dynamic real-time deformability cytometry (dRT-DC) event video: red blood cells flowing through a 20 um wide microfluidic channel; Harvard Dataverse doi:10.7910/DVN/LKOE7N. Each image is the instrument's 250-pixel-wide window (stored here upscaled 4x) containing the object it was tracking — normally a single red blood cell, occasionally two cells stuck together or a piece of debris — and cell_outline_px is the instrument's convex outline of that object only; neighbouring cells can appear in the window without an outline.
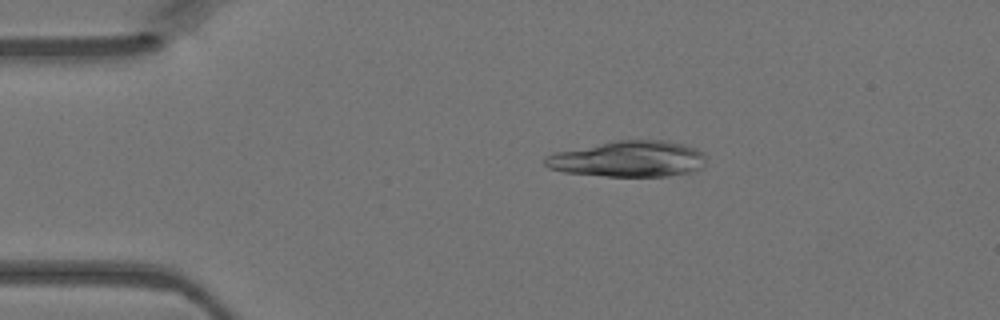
{"species": "Egyptian fruit bat (a non-hibernating species)", "species_latin": "Rousettus aegyptiacus", "temperature_condition": "warm", "stored_images_in_passage": 46, "camera_frame_rate_fps": 3000, "um_per_image_px": 0.085, "animal": {"sex": "female"}, "frame": {"image": 1, "passage_image": 9, "time_ms": 2.667, "image_size_px": [1000, 320], "cell_outline_px": [[704, 168], [688, 172], [668, 176], [608, 176], [564, 172], [548, 168], [544, 164], [544, 156], [552, 152], [612, 140], [668, 140], [684, 144], [696, 148], [704, 152]], "centroid_in_image_um": [53.38, 13.49], "position_along_channel_um": 31.6, "area_um2": 34.28}}